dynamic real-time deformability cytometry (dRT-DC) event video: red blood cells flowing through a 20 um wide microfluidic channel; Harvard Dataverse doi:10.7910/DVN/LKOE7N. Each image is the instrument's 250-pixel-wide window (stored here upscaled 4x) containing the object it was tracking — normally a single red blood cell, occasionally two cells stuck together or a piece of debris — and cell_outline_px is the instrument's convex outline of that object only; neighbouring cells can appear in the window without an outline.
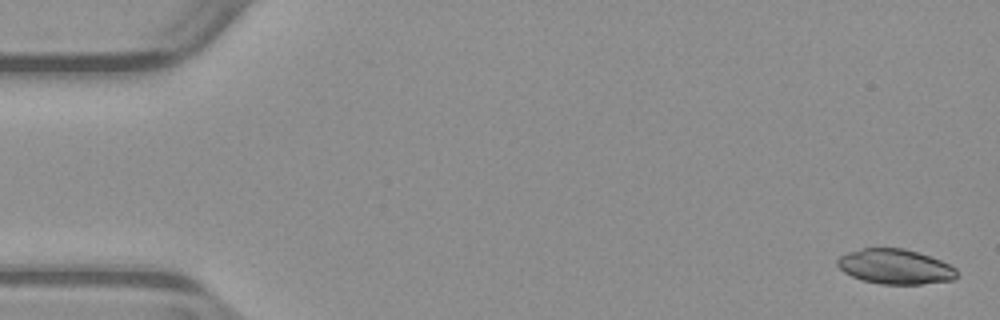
{"species": "common noctule bat (a hibernating species)", "species_latin": "Nyctalus noctula", "temperature_condition": "warm", "stored_images_in_passage": 53, "camera_frame_rate_fps": 3000, "um_per_image_px": 0.085, "animal": {"sex": "male", "body_mass_g": 23.1, "forearm_length_mm": 52.7}, "frame": {"image": 1, "passage_image": 2, "time_ms": 0.333, "image_size_px": [1000, 320], "cell_outline_px": [[956, 276], [952, 280], [920, 284], [880, 284], [860, 280], [844, 272], [836, 264], [836, 260], [840, 256], [848, 252], [864, 248], [904, 248], [940, 260], [956, 268]], "centroid_in_image_um": [76.05, 22.67], "position_along_channel_um": 8.9, "area_um2": 24.16}}
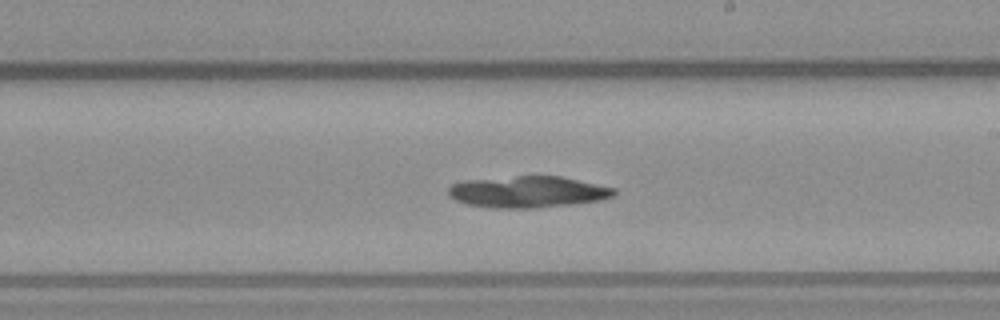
{"frame": {"image": 2, "passage_image": 31, "time_ms": 10.0, "image_size_px": [1000, 320], "cell_outline_px": [[616, 192], [612, 196], [600, 200], [572, 204], [540, 208], [492, 208], [468, 204], [456, 200], [448, 196], [448, 188], [452, 184], [460, 180], [516, 176], [560, 176], [616, 188]], "centroid_in_image_um": [44.83, 16.31], "position_along_channel_um": 244.2, "area_um2": 30.58}}
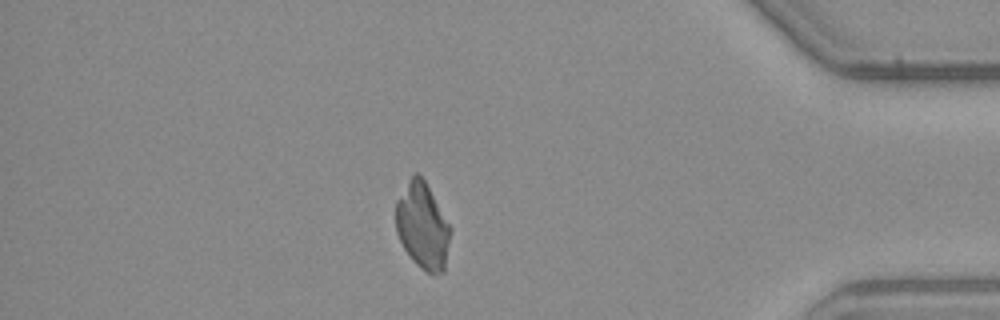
{"frame": {"image": 3, "passage_image": 46, "time_ms": 15.0, "image_size_px": [1000, 320], "cell_outline_px": [[452, 228], [444, 272], [436, 276], [432, 276], [424, 272], [412, 260], [404, 248], [396, 232], [396, 200], [408, 180], [416, 172], [424, 180]], "centroid_in_image_um": [35.93, 19.27], "position_along_channel_um": 399.3, "area_um2": 27.63}}